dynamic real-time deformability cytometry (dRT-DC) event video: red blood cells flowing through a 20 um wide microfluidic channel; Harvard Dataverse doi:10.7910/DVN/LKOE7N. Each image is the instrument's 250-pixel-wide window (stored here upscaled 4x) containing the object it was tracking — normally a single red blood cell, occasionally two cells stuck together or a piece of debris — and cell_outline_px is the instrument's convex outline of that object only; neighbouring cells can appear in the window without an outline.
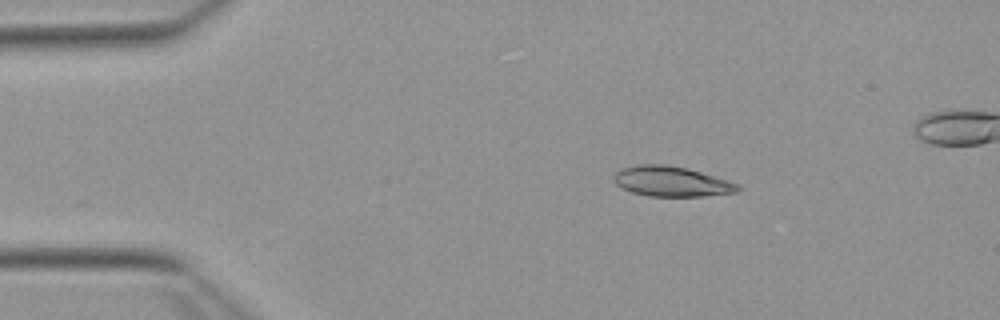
{"species": "Egyptian fruit bat (a non-hibernating species)", "species_latin": "Rousettus aegyptiacus", "temperature_condition": "warm", "stored_images_in_passage": 45, "camera_frame_rate_fps": 3000, "um_per_image_px": 0.085, "animal": {"sex": "female"}, "frame": {"image": 1, "passage_image": 1, "time_ms": 0.0, "image_size_px": [1000, 320], "cell_outline_px": [[740, 188], [736, 192], [704, 196], [648, 196], [632, 192], [616, 184], [612, 180], [616, 172], [624, 168], [640, 164], [664, 164], [688, 168], [728, 180], [740, 184]], "centroid_in_image_um": [57.09, 15.42], "position_along_channel_um": 27.9, "area_um2": 21.68}}
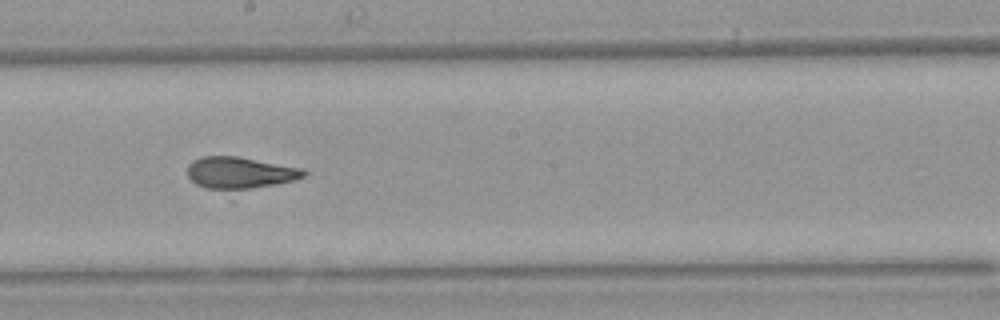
{"frame": {"image": 2, "passage_image": 21, "time_ms": 6.667, "image_size_px": [1000, 320], "cell_outline_px": [[308, 172], [304, 176], [232, 200], [196, 184], [188, 176], [188, 164], [192, 160], [200, 156], [236, 156], [304, 168]], "centroid_in_image_um": [20.38, 14.86], "position_along_channel_um": 227.8, "area_um2": 24.28}}
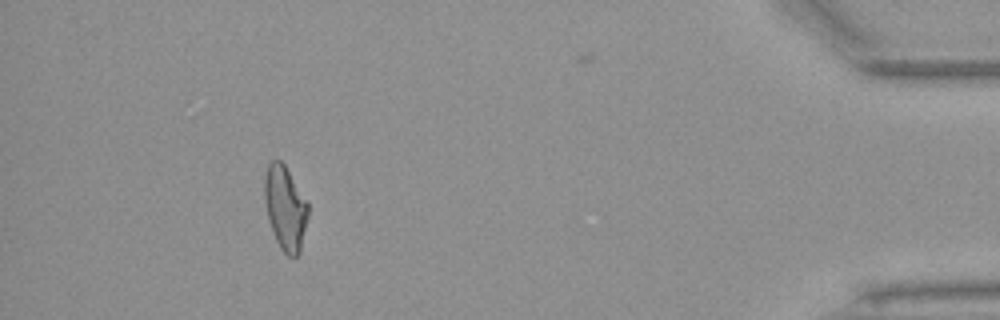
{"frame": {"image": 3, "passage_image": 40, "time_ms": 13.0, "image_size_px": [1000, 320], "cell_outline_px": [[308, 216], [300, 252], [296, 256], [288, 256], [280, 248], [276, 240], [268, 220], [264, 196], [264, 176], [268, 164], [272, 160], [280, 160], [284, 164], [308, 204]], "centroid_in_image_um": [24.23, 17.68], "position_along_channel_um": 411.0, "area_um2": 21.15}}